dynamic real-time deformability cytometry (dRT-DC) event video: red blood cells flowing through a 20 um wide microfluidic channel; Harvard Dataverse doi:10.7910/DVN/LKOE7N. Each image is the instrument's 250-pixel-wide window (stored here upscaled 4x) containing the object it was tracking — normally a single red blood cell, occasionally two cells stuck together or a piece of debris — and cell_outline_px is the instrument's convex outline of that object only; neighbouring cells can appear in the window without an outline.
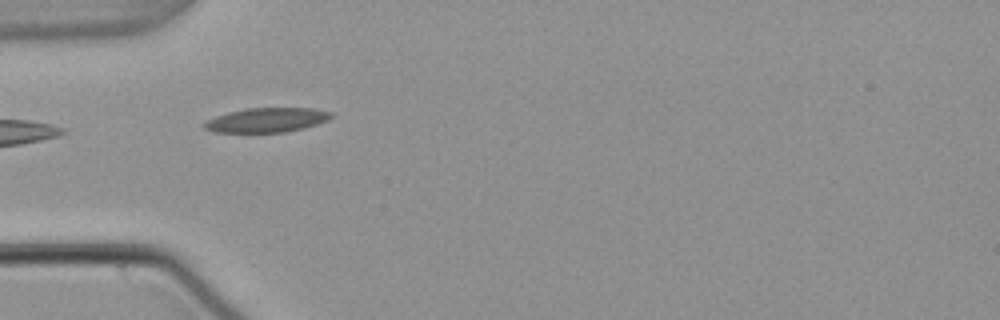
{"species": "common noctule bat (a hibernating species)", "species_latin": "Nyctalus noctula", "temperature_condition": "warm", "stored_images_in_passage": 33, "camera_frame_rate_fps": 3000, "um_per_image_px": 0.085, "animal": {"sex": "male", "body_mass_g": 21.5, "forearm_length_mm": 52.0}, "frame": {"image": 1, "passage_image": 1, "time_ms": 0.0, "image_size_px": [1000, 320], "cell_outline_px": [[332, 116], [328, 120], [304, 128], [284, 132], [216, 132], [204, 128], [200, 124], [216, 116], [228, 112], [244, 108], [312, 108], [332, 112]], "centroid_in_image_um": [22.65, 10.2], "position_along_channel_um": 62.3, "area_um2": 18.03}}
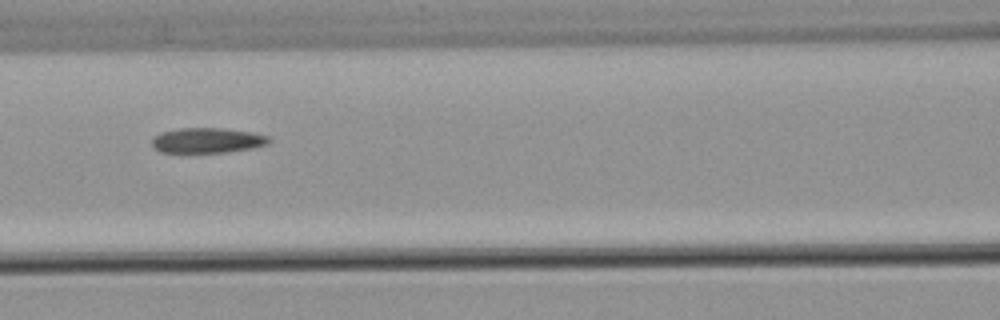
{"frame": {"image": 2, "passage_image": 8, "time_ms": 2.333, "image_size_px": [1000, 320], "cell_outline_px": [[272, 140], [268, 144], [252, 148], [228, 152], [184, 156], [160, 152], [152, 144], [152, 136], [160, 132], [180, 128], [220, 128], [248, 132], [268, 136]], "centroid_in_image_um": [17.52, 11.99], "position_along_channel_um": 149.1, "area_um2": 18.03}}
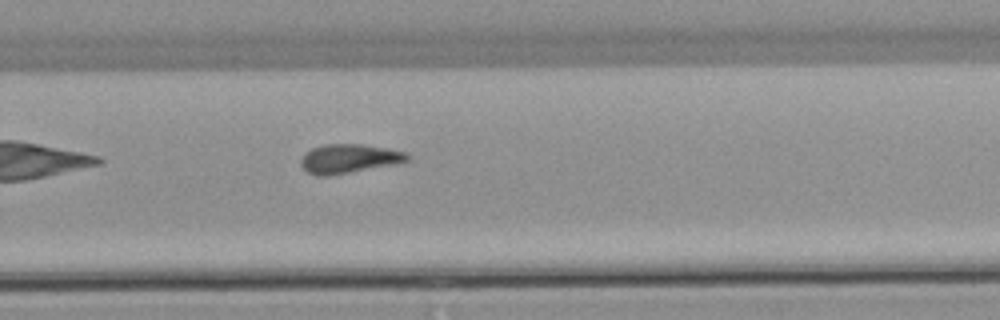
{"frame": {"image": 3, "passage_image": 20, "time_ms": 6.333, "image_size_px": [1000, 320], "cell_outline_px": [[408, 160], [400, 164], [328, 176], [316, 176], [308, 172], [300, 164], [300, 160], [312, 148], [328, 144], [364, 144], [388, 148], [408, 152]], "centroid_in_image_um": [29.73, 13.49], "position_along_channel_um": 300.1, "area_um2": 18.15}, "authors_computed_cell_mechanics": {"area_um2": 17.9758, "velocity_mm_per_s": 3.7881, "shape_relaxation_time_tau1_ms": null, "shape_relaxation_time_tau2_ms": 3.9122, "deformation_change_tau1": null, "deformation_change_tau2": 0.1183}}